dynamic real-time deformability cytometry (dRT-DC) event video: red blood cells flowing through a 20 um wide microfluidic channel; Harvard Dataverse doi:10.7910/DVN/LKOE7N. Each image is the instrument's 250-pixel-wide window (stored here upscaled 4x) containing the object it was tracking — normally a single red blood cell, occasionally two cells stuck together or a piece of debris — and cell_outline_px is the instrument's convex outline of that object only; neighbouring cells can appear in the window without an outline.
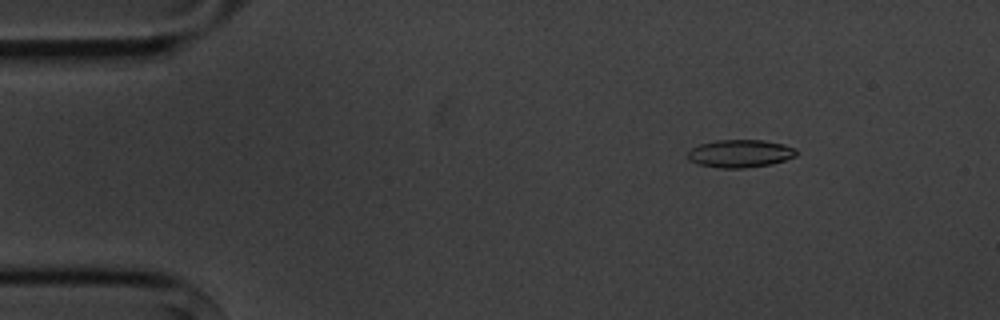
{"species": "common noctule bat (a hibernating species)", "species_latin": "Nyctalus noctula", "temperature_condition": "cold", "stored_images_in_passage": 5, "camera_frame_rate_fps": 3000, "um_per_image_px": 0.085, "animal": {"sex": "male", "body_mass_g": 20.1, "forearm_length_mm": 53.5}, "frame": {"image": 1, "passage_image": 3, "time_ms": 2.333, "image_size_px": [1000, 320], "cell_outline_px": [[796, 156], [772, 164], [744, 168], [720, 168], [700, 164], [688, 160], [688, 152], [692, 148], [700, 144], [716, 140], [764, 140], [784, 144], [796, 148]], "centroid_in_image_um": [62.93, 13.05], "position_along_channel_um": 22.1, "area_um2": 17.57}}